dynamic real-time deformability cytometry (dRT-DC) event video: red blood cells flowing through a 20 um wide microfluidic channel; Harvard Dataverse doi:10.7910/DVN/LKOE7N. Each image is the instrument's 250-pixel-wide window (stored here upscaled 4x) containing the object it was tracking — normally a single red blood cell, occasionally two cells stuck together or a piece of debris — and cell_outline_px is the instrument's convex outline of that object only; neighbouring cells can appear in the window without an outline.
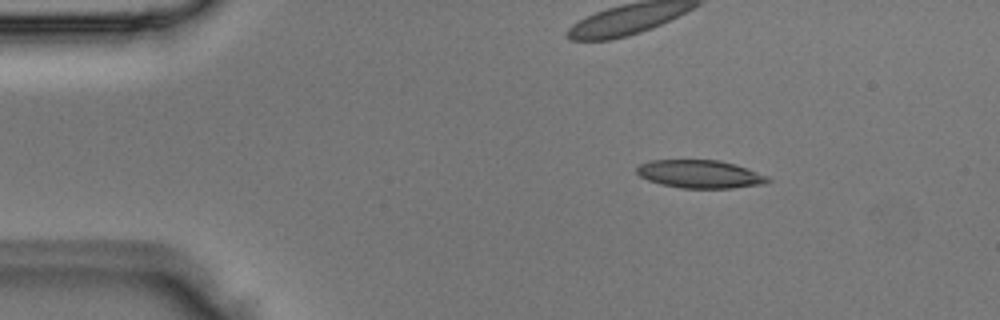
{"species": "Egyptian fruit bat (a non-hibernating species)", "species_latin": "Rousettus aegyptiacus", "temperature_condition": "room temperature", "stored_images_in_passage": 2, "camera_frame_rate_fps": 3000, "um_per_image_px": 0.085, "animal": {"sex": "male"}, "frame": {"image": 1, "passage_image": 1, "time_ms": 0.0, "image_size_px": [1000, 320], "cell_outline_px": [[772, 180], [764, 184], [732, 188], [680, 188], [660, 184], [648, 180], [640, 176], [636, 172], [636, 168], [640, 164], [652, 160], [720, 160], [736, 164], [748, 168], [768, 176]], "centroid_in_image_um": [59.52, 14.8], "position_along_channel_um": 25.5, "area_um2": 21.56}}